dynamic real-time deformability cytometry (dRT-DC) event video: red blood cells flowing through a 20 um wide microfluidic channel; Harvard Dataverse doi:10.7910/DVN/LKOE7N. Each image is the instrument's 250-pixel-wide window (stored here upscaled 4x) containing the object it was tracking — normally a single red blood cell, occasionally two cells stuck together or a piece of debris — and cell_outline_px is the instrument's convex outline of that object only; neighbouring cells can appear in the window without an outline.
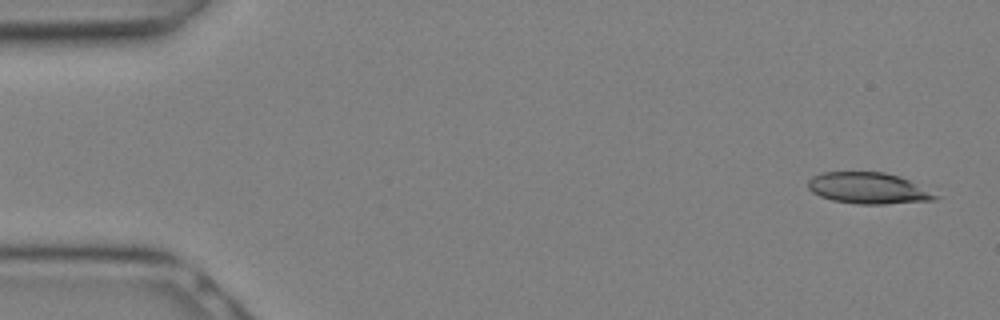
{"species": "Egyptian fruit bat (a non-hibernating species)", "species_latin": "Rousettus aegyptiacus", "temperature_condition": "warm", "stored_images_in_passage": 8, "camera_frame_rate_fps": 3000, "um_per_image_px": 0.085, "animal": {"sex": "female"}, "frame": {"image": 1, "passage_image": 1, "time_ms": 0.0, "image_size_px": [1000, 320], "cell_outline_px": [[940, 196], [936, 200], [884, 204], [856, 204], [832, 200], [820, 196], [812, 192], [808, 188], [808, 180], [812, 176], [824, 172], [884, 172], [900, 176]], "centroid_in_image_um": [73.79, 16.0], "position_along_channel_um": 11.2, "area_um2": 23.12}}
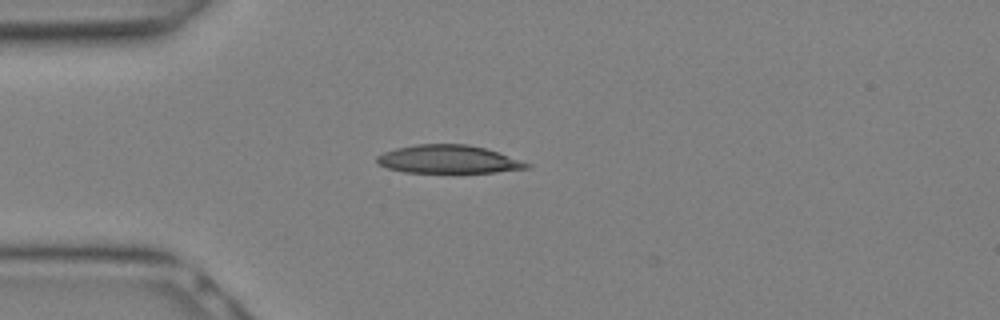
{"frame": {"image": 2, "passage_image": 7, "time_ms": 2.0, "image_size_px": [1000, 320], "cell_outline_px": [[532, 164], [528, 168], [496, 172], [404, 172], [388, 168], [380, 164], [376, 160], [376, 156], [384, 152], [396, 148], [416, 144], [468, 144], [484, 148]], "centroid_in_image_um": [38.09, 13.53], "position_along_channel_um": 46.9, "area_um2": 24.28}}